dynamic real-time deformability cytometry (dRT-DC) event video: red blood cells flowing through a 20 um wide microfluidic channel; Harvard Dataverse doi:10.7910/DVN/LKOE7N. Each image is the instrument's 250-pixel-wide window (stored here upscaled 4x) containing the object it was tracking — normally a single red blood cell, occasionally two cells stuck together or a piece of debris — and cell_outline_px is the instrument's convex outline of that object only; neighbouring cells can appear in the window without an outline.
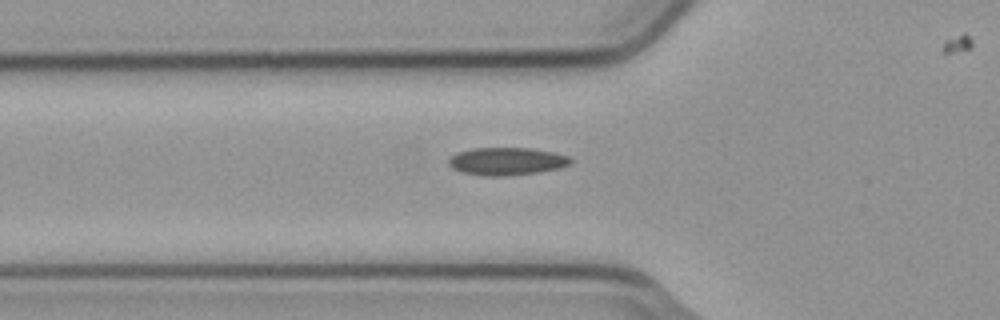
{"species": "common noctule bat (a hibernating species)", "species_latin": "Nyctalus noctula", "temperature_condition": "cold", "stored_images_in_passage": 30, "camera_frame_rate_fps": 3000, "um_per_image_px": 0.085, "animal": {"sex": "male", "body_mass_g": 23.1, "forearm_length_mm": 52.7}, "frame": {"image": 1, "passage_image": 2, "time_ms": 0.333, "image_size_px": [1000, 320], "cell_outline_px": [[572, 164], [560, 168], [536, 172], [504, 176], [484, 176], [460, 172], [452, 168], [448, 164], [448, 160], [456, 152], [476, 148], [532, 148], [552, 152], [568, 156], [572, 160]], "centroid_in_image_um": [43.06, 13.71], "position_along_channel_um": 82.7, "area_um2": 19.71}}
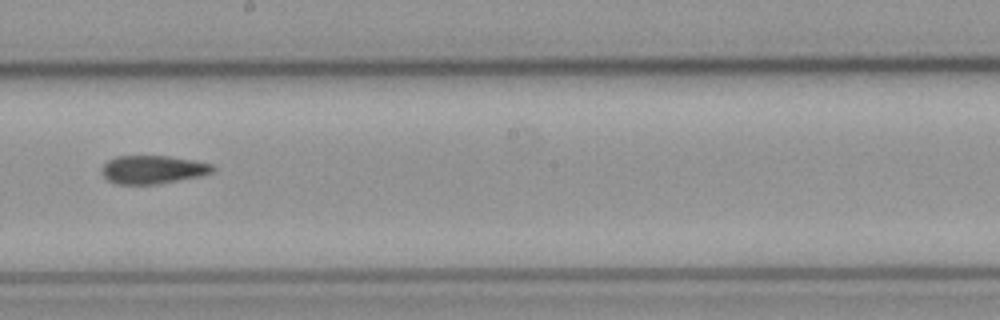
{"frame": {"image": 2, "passage_image": 14, "time_ms": 4.333, "image_size_px": [1000, 320], "cell_outline_px": [[216, 168], [212, 172], [200, 176], [156, 184], [116, 184], [108, 180], [104, 176], [104, 164], [108, 160], [116, 156], [168, 156], [192, 160], [212, 164]], "centroid_in_image_um": [13.01, 14.41], "position_along_channel_um": 235.2, "area_um2": 18.03}}
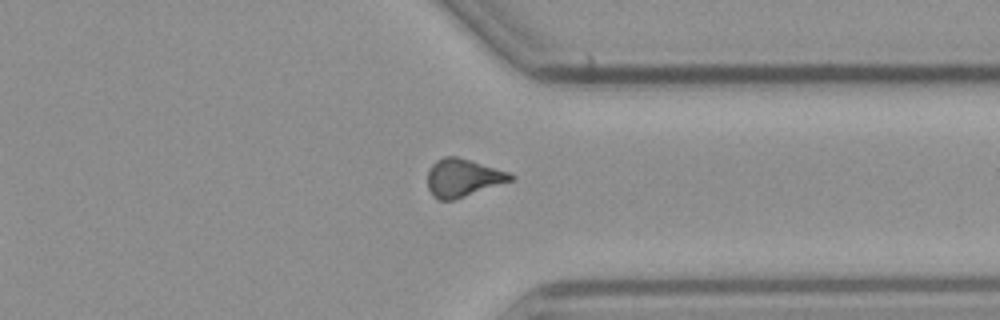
{"frame": {"image": 3, "passage_image": 25, "time_ms": 8.0, "image_size_px": [1000, 320], "cell_outline_px": [[516, 176], [512, 180], [452, 200], [436, 200], [432, 196], [428, 188], [428, 172], [432, 164], [436, 160], [444, 156], [456, 156], [508, 172]], "centroid_in_image_um": [39.3, 15.11], "position_along_channel_um": 372.1, "area_um2": 18.03}, "authors_computed_cell_mechanics": {"area_um2": 18.4382, "velocity_mm_per_s": 3.7695, "shape_relaxation_time_tau1_ms": null, "shape_relaxation_time_tau2_ms": 4.0348, "deformation_change_tau1": null, "deformation_change_tau2": 0.0961}}